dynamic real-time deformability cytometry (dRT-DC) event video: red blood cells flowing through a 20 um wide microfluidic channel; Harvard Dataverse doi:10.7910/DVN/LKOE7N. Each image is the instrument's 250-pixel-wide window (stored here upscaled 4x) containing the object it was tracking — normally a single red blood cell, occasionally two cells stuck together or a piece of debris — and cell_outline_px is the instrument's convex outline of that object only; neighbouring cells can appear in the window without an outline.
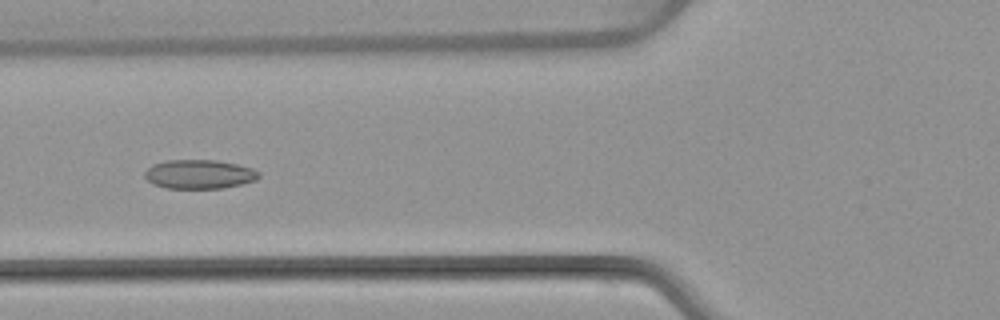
{"species": "common noctule bat (a hibernating species)", "species_latin": "Nyctalus noctula", "temperature_condition": "warm", "stored_images_in_passage": 6, "camera_frame_rate_fps": 3000, "um_per_image_px": 0.085, "animal": {"sex": "female", "body_mass_g": 22.7, "forearm_length_mm": 54.2}, "frame": {"image": 1, "passage_image": 5, "time_ms": 4.667, "image_size_px": [1000, 320], "cell_outline_px": [[260, 176], [256, 180], [224, 188], [168, 188], [152, 184], [144, 176], [144, 172], [152, 164], [168, 160], [216, 160], [236, 164], [252, 168], [260, 172]], "centroid_in_image_um": [16.93, 14.8], "position_along_channel_um": 108.9, "area_um2": 19.31}}
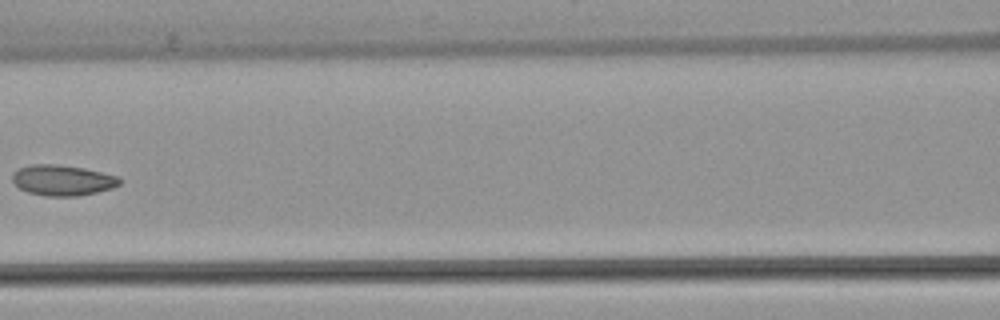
{"frame": {"image": 2, "passage_image": 6, "time_ms": 6.0, "image_size_px": [1000, 320], "cell_outline_px": [[120, 184], [112, 188], [96, 192], [76, 196], [44, 196], [28, 192], [20, 188], [12, 180], [12, 172], [20, 168], [32, 164], [56, 164], [84, 168], [116, 176], [120, 180]], "centroid_in_image_um": [5.28, 15.32], "position_along_channel_um": 161.3, "area_um2": 18.96}}